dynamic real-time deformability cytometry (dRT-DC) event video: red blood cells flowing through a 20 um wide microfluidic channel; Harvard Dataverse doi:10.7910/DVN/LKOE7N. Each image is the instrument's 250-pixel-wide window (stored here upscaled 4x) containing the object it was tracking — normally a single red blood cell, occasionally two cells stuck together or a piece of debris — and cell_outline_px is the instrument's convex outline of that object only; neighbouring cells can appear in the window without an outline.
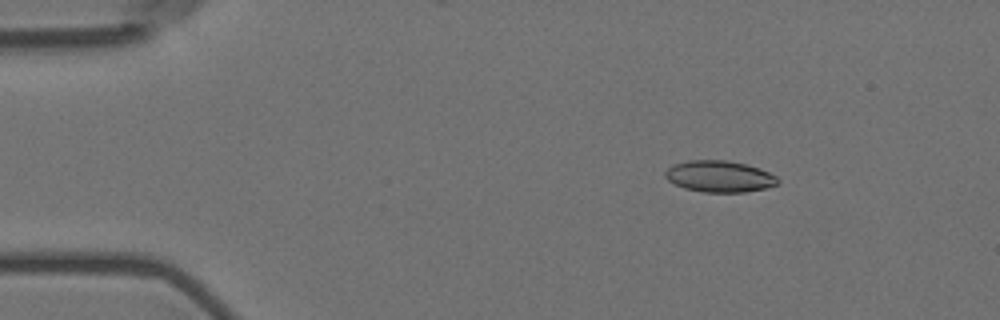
{"species": "Egyptian fruit bat (a non-hibernating species)", "species_latin": "Rousettus aegyptiacus", "temperature_condition": "room temperature", "stored_images_in_passage": 5, "camera_frame_rate_fps": 3000, "um_per_image_px": 0.085, "animal": {"sex": "female"}, "frame": {"image": 1, "passage_image": 2, "time_ms": 0.333, "image_size_px": [1000, 320], "cell_outline_px": [[780, 184], [764, 188], [744, 192], [704, 192], [684, 188], [668, 180], [664, 176], [664, 172], [672, 164], [688, 160], [728, 160], [760, 168], [776, 176], [780, 180]], "centroid_in_image_um": [61.15, 14.99], "position_along_channel_um": 23.9, "area_um2": 20.69}}